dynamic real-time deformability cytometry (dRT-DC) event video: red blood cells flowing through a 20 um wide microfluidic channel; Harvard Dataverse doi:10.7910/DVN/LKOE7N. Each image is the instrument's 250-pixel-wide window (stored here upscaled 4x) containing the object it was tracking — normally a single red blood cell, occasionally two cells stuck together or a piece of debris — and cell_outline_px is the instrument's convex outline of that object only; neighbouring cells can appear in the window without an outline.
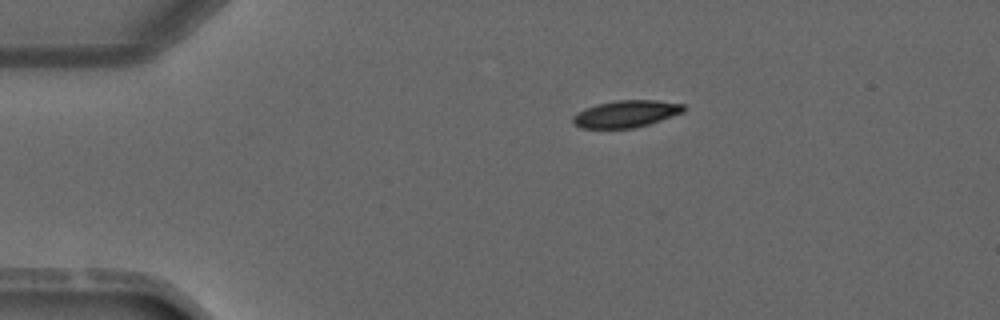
{"species": "common noctule bat (a hibernating species)", "species_latin": "Nyctalus noctula", "temperature_condition": "warm", "stored_images_in_passage": 2, "camera_frame_rate_fps": 3000, "um_per_image_px": 0.085, "animal": {"sex": "male", "forearm_length_mm": 52.5}, "frame": {"image": 1, "passage_image": 1, "time_ms": 0.0, "image_size_px": [1000, 320], "cell_outline_px": [[688, 108], [684, 112], [648, 124], [632, 128], [580, 128], [572, 120], [572, 116], [584, 108], [596, 104], [616, 100], [656, 100], [684, 104]], "centroid_in_image_um": [53.23, 9.66], "position_along_channel_um": 31.8, "area_um2": 17.46}}